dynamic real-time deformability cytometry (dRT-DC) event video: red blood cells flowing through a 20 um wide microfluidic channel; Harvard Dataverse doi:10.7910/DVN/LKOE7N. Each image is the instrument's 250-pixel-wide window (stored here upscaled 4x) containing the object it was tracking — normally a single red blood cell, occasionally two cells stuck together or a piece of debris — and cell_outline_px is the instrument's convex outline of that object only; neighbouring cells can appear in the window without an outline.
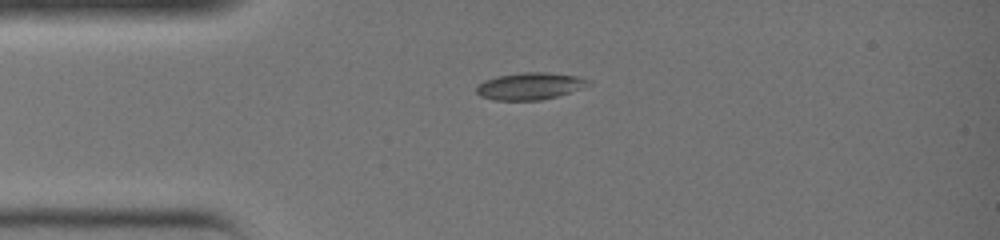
{"species": "common noctule bat (a hibernating species)", "species_latin": "Nyctalus noctula", "temperature_condition": "warm", "stored_images_in_passage": 28, "camera_frame_rate_fps": 3000, "um_per_image_px": 0.085, "animal": {"sex": "female", "body_mass_g": 19.0, "forearm_length_mm": 51.5}, "frame": {"image": 1, "passage_image": 1, "time_ms": 0.0, "image_size_px": [1000, 240], "cell_outline_px": [[592, 84], [556, 96], [540, 100], [492, 100], [480, 96], [476, 92], [476, 88], [484, 80], [496, 76], [524, 72], [548, 72], [580, 76], [588, 80]], "centroid_in_image_um": [45.02, 7.31], "position_along_channel_um": 40.0, "area_um2": 17.57}}
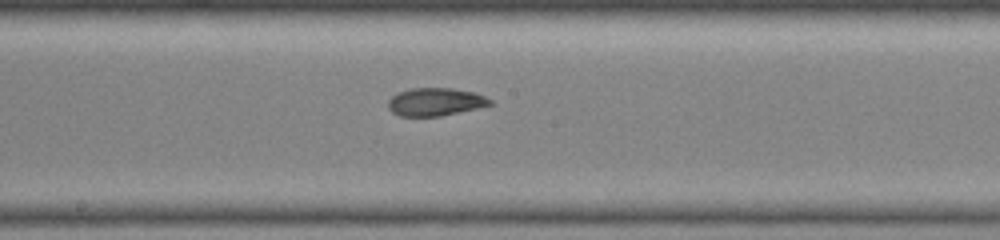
{"frame": {"image": 2, "passage_image": 12, "time_ms": 3.667, "image_size_px": [1000, 240], "cell_outline_px": [[496, 104], [440, 116], [400, 116], [392, 112], [388, 108], [388, 100], [392, 96], [408, 88], [452, 88], [476, 92], [492, 100]], "centroid_in_image_um": [37.03, 8.65], "position_along_channel_um": 211.2, "area_um2": 16.7}}
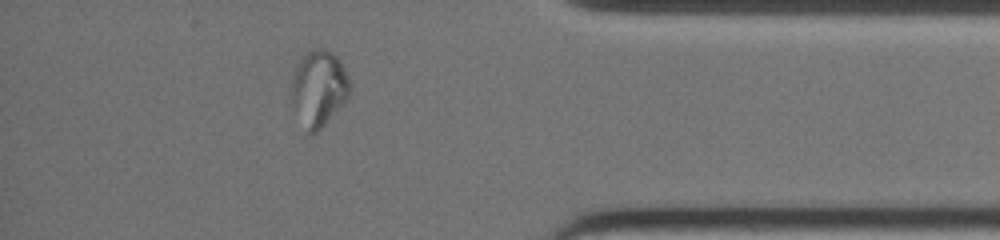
{"frame": {"image": 3, "passage_image": 24, "time_ms": 7.667, "image_size_px": [1000, 240], "cell_outline_px": [[352, 92], [348, 100], [316, 132], [308, 132], [288, 92], [292, 76], [300, 56], [308, 48], [324, 48], [332, 52], [340, 60], [348, 76]], "centroid_in_image_um": [27.1, 7.41], "position_along_channel_um": 408.1, "area_um2": 26.13}}